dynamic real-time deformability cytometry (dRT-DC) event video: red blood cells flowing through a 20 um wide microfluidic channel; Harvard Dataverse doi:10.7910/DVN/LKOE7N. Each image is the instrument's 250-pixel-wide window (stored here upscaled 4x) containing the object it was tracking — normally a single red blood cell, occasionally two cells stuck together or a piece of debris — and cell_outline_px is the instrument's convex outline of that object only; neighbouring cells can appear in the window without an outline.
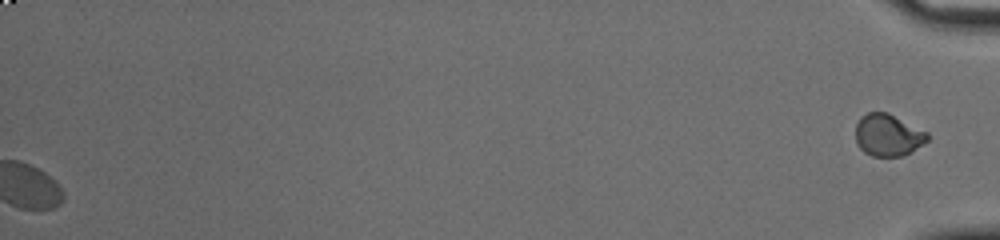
{"species": "common noctule bat (a hibernating species)", "species_latin": "Nyctalus noctula", "temperature_condition": "cold", "stored_images_in_passage": 48, "segment_of_instrument_passage": [2, 2], "camera_frame_rate_fps": 3000, "um_per_image_px": 0.085, "animal": {"sex": "male", "body_mass_g": 20.0, "forearm_length_mm": 53.3}, "frame": {"image": 1, "passage_image": 48, "time_ms": 15.667, "image_size_px": [1000, 240], "cell_outline_px": [[928, 140], [904, 156], [872, 156], [864, 152], [856, 144], [856, 124], [860, 116], [868, 112], [888, 112], [928, 132]], "centroid_in_image_um": [75.46, 11.47], "position_along_channel_um": 359.7, "area_um2": 17.69}}